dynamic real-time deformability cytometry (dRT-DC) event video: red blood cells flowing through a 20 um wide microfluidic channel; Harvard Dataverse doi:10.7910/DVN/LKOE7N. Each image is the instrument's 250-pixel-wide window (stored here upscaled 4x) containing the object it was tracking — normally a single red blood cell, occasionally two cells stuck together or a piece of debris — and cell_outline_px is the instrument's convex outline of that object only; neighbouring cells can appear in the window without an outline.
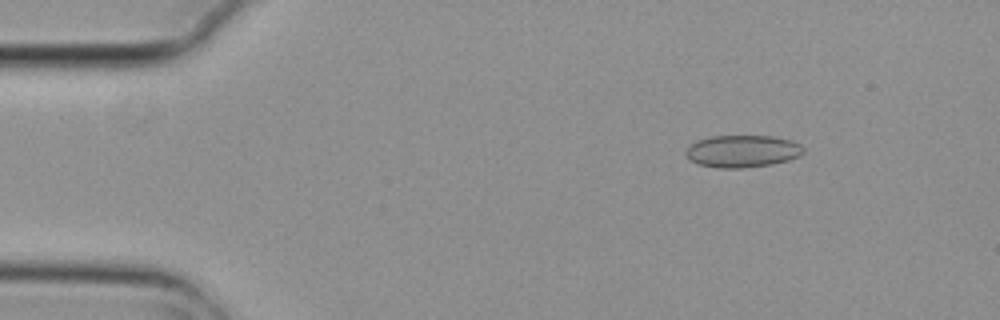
{"species": "common noctule bat (a hibernating species)", "species_latin": "Nyctalus noctula", "temperature_condition": "cold", "stored_images_in_passage": 6, "camera_frame_rate_fps": 3000, "um_per_image_px": 0.085, "animal": {"sex": "female", "body_mass_g": 29.2, "forearm_length_mm": 56.3}, "frame": {"image": 1, "passage_image": 2, "time_ms": 0.333, "image_size_px": [1000, 320], "cell_outline_px": [[804, 152], [800, 156], [788, 160], [772, 164], [740, 168], [720, 168], [700, 164], [692, 160], [684, 152], [688, 144], [696, 140], [712, 136], [772, 136], [792, 140], [800, 144], [804, 148]], "centroid_in_image_um": [63.11, 12.84], "position_along_channel_um": 21.9, "area_um2": 22.14}}
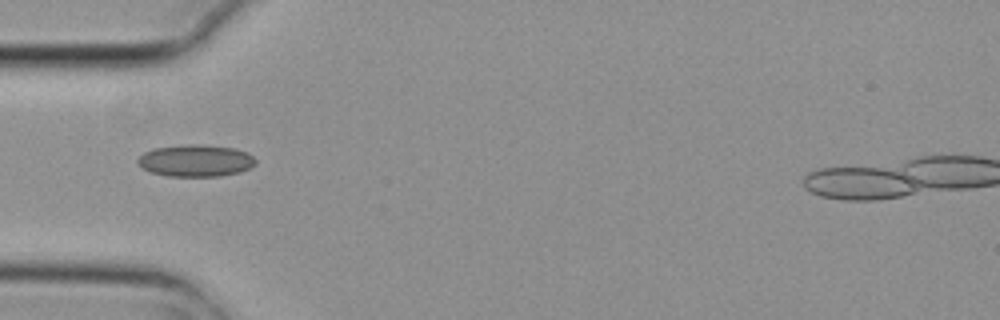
{"frame": {"image": 2, "passage_image": 5, "time_ms": 1.333, "image_size_px": [1000, 320], "cell_outline_px": [[256, 164], [240, 172], [220, 176], [168, 176], [152, 172], [144, 168], [136, 160], [144, 152], [156, 148], [188, 144], [200, 144], [236, 148], [248, 152], [256, 160]], "centroid_in_image_um": [16.67, 13.65], "position_along_channel_um": 68.3, "area_um2": 21.85}}
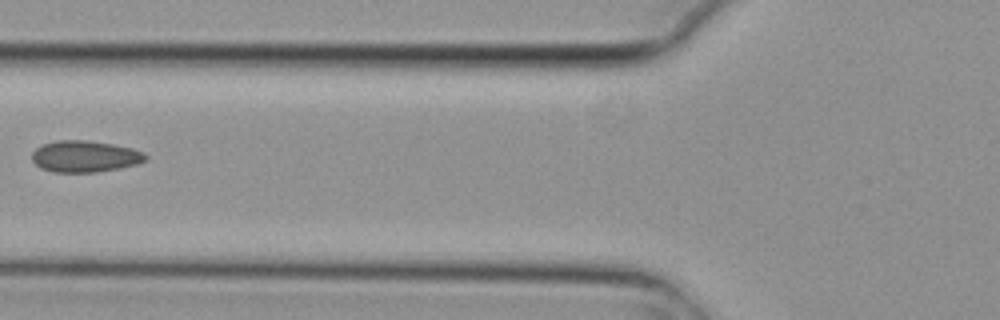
{"frame": {"image": 3, "passage_image": 6, "time_ms": 1.667, "image_size_px": [1000, 320], "cell_outline_px": [[148, 160], [136, 164], [120, 168], [96, 172], [52, 172], [40, 168], [32, 160], [32, 152], [36, 148], [44, 144], [56, 140], [88, 140], [112, 144], [132, 148], [144, 152], [148, 156]], "centroid_in_image_um": [7.23, 13.29], "position_along_channel_um": 118.6, "area_um2": 20.98}}